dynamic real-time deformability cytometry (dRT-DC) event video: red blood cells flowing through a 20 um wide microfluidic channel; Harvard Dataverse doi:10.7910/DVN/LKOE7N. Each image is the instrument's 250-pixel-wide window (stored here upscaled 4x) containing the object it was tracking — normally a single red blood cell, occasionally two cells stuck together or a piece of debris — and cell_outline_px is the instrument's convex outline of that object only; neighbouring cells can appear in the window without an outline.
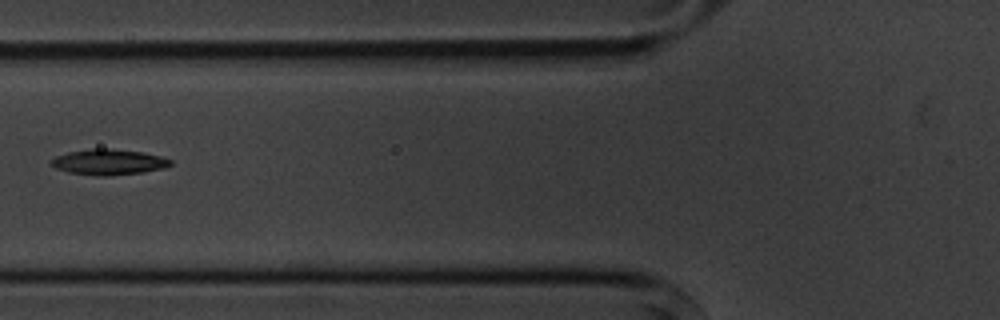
{"species": "common noctule bat (a hibernating species)", "species_latin": "Nyctalus noctula", "temperature_condition": "cold", "stored_images_in_passage": 12, "camera_frame_rate_fps": 3000, "um_per_image_px": 0.085, "animal": {"sex": "male", "body_mass_g": 20.1, "forearm_length_mm": 53.5}, "frame": {"image": 1, "passage_image": 3, "time_ms": 2.333, "image_size_px": [1000, 320], "cell_outline_px": [[172, 164], [164, 168], [144, 172], [108, 176], [96, 176], [68, 172], [56, 168], [48, 164], [56, 156], [68, 152], [92, 148], [112, 148], [140, 152], [160, 156], [172, 160]], "centroid_in_image_um": [9.22, 13.77], "position_along_channel_um": 116.6, "area_um2": 17.92}}
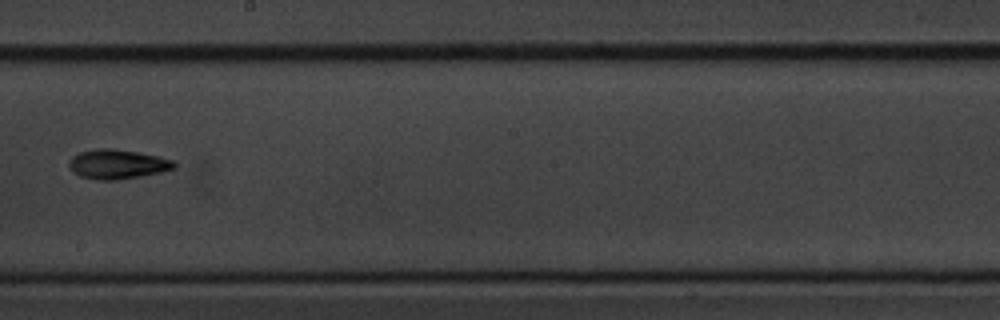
{"frame": {"image": 2, "passage_image": 6, "time_ms": 5.667, "image_size_px": [1000, 320], "cell_outline_px": [[176, 168], [160, 172], [140, 176], [116, 180], [100, 180], [80, 176], [72, 172], [68, 168], [68, 160], [72, 156], [80, 152], [96, 148], [112, 148], [136, 152], [156, 156], [172, 160], [176, 164]], "centroid_in_image_um": [9.92, 13.95], "position_along_channel_um": 238.3, "area_um2": 18.03}}
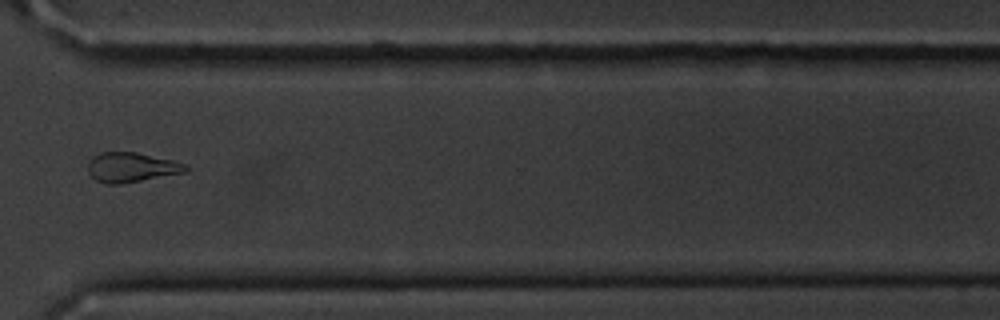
{"frame": {"image": 3, "passage_image": 9, "time_ms": 9.0, "image_size_px": [1000, 320], "cell_outline_px": [[188, 172], [120, 184], [104, 184], [96, 180], [88, 172], [88, 160], [92, 156], [100, 152], [136, 152], [172, 160], [188, 164]], "centroid_in_image_um": [11.17, 14.22], "position_along_channel_um": 359.4, "area_um2": 17.11}, "authors_computed_cell_mechanics": {"area_um2": 17.9758, "velocity_mm_per_s": 3.6392, "shape_relaxation_time_tau1_ms": 5.5652, "shape_relaxation_time_tau2_ms": null, "deformation_change_tau1": 0.1189, "deformation_change_tau2": null}}